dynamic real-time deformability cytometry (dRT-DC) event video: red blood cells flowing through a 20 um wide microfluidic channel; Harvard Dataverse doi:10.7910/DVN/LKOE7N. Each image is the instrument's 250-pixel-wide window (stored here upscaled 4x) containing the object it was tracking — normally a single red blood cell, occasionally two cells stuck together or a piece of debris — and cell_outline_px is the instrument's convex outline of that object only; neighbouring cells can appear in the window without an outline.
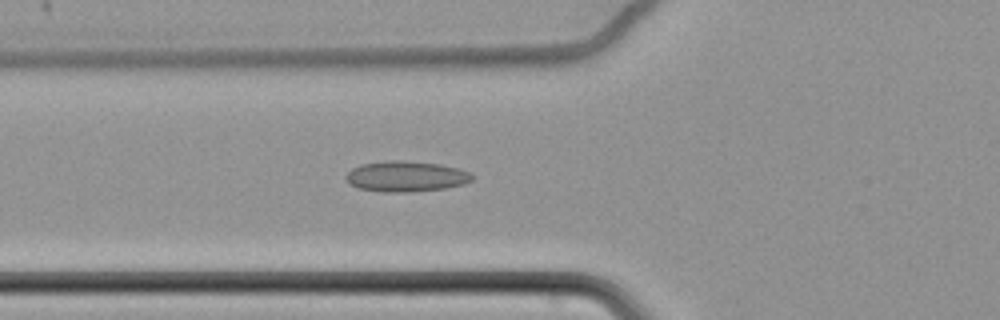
{"species": "common noctule bat (a hibernating species)", "species_latin": "Nyctalus noctula", "temperature_condition": "cold", "stored_images_in_passage": 63, "camera_frame_rate_fps": 3000, "um_per_image_px": 0.085, "animal": {"sex": "female", "body_mass_g": 22.7, "forearm_length_mm": 54.2}, "frame": {"image": 1, "passage_image": 26, "time_ms": 8.333, "image_size_px": [1000, 320], "cell_outline_px": [[472, 180], [464, 184], [444, 188], [404, 192], [380, 192], [356, 188], [348, 184], [344, 176], [352, 168], [360, 164], [392, 160], [400, 160], [440, 164], [472, 172]], "centroid_in_image_um": [34.46, 14.99], "position_along_channel_um": 91.3, "area_um2": 22.6}}
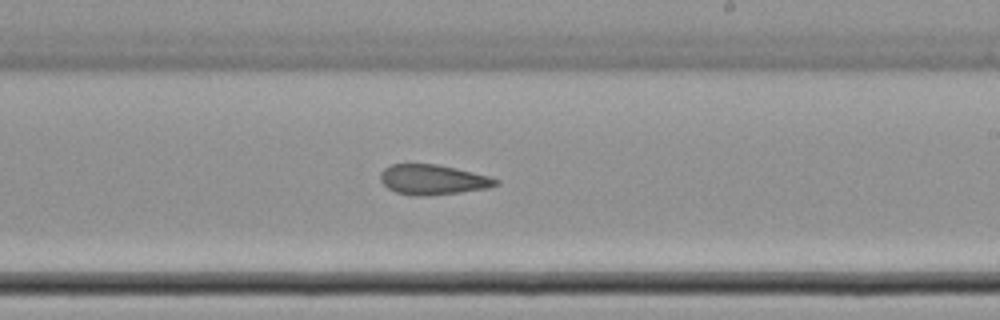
{"frame": {"image": 2, "passage_image": 40, "time_ms": 13.0, "image_size_px": [1000, 320], "cell_outline_px": [[500, 184], [488, 188], [460, 192], [428, 196], [416, 196], [396, 192], [388, 188], [380, 180], [380, 172], [384, 168], [392, 164], [436, 164], [456, 168], [488, 176], [500, 180]], "centroid_in_image_um": [36.79, 15.27], "position_along_channel_um": 252.2, "area_um2": 20.23}}
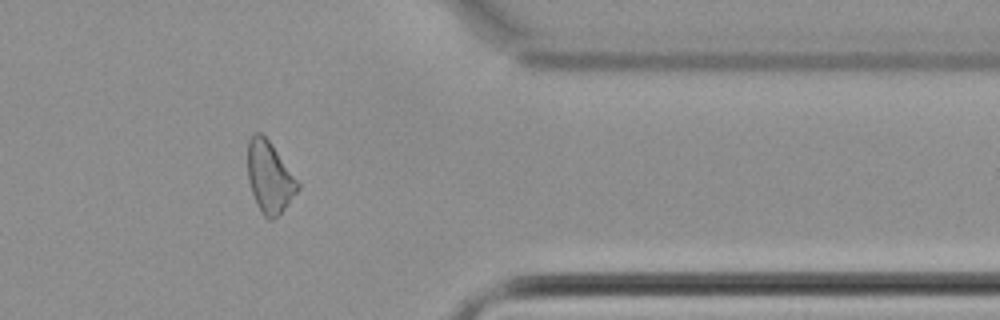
{"frame": {"image": 3, "passage_image": 53, "time_ms": 17.333, "image_size_px": [1000, 320], "cell_outline_px": [[300, 188], [284, 208], [272, 220], [268, 220], [264, 216], [256, 204], [248, 180], [248, 140], [252, 132], [260, 132], [268, 140], [300, 184]], "centroid_in_image_um": [22.88, 15.05], "position_along_channel_um": 388.5, "area_um2": 20.46}, "authors_computed_cell_mechanics": {"area_um2": 22.1952, "velocity_mm_per_s": 3.4511, "shape_relaxation_time_tau1_ms": null, "shape_relaxation_time_tau2_ms": 3.3749, "deformation_change_tau1": null, "deformation_change_tau2": 0.0885}}